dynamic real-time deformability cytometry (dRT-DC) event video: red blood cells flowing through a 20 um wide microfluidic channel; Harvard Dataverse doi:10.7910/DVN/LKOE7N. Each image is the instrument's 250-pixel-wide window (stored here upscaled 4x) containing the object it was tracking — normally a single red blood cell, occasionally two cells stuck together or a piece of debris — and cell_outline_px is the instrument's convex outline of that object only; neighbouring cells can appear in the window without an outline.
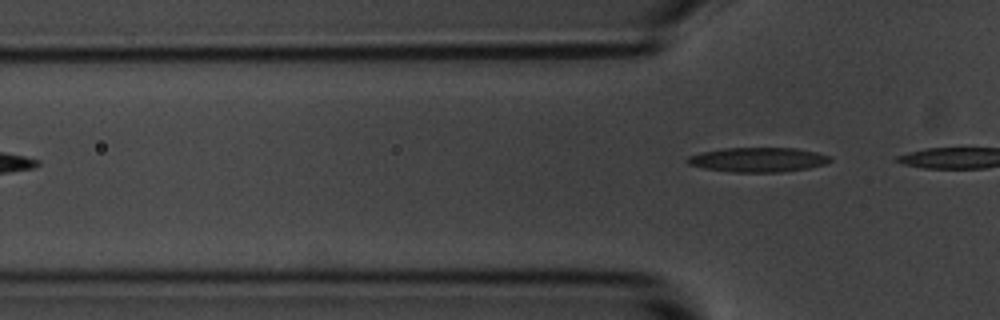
{"species": "common noctule bat (a hibernating species)", "species_latin": "Nyctalus noctula", "temperature_condition": "room temperature", "stored_images_in_passage": 2, "camera_frame_rate_fps": 3000, "um_per_image_px": 0.085, "animal": {"sex": "male", "body_mass_g": 20.1, "forearm_length_mm": 53.5}, "frame": {"image": 1, "passage_image": 2, "time_ms": 1.333, "image_size_px": [1000, 320], "cell_outline_px": [[832, 160], [824, 164], [808, 168], [780, 172], [732, 172], [704, 168], [688, 164], [684, 160], [688, 156], [700, 152], [724, 148], [796, 148], [816, 152], [832, 156]], "centroid_in_image_um": [64.41, 13.57], "position_along_channel_um": 61.4, "area_um2": 20.46}}